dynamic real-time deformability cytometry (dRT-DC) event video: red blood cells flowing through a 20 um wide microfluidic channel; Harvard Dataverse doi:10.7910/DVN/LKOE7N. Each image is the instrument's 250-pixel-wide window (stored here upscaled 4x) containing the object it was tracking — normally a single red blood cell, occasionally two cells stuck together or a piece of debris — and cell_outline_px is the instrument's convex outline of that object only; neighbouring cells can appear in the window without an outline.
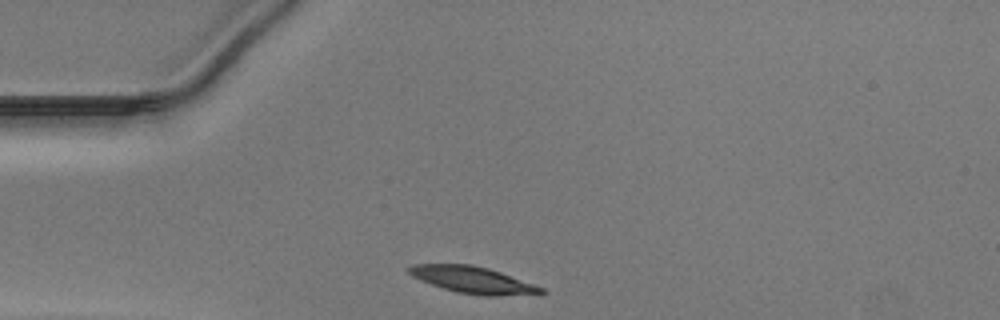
{"species": "Egyptian fruit bat (a non-hibernating species)", "species_latin": "Rousettus aegyptiacus", "temperature_condition": "warm", "stored_images_in_passage": 28, "camera_frame_rate_fps": 3000, "um_per_image_px": 0.085, "animal": {"sex": "male"}, "frame": {"image": 1, "passage_image": 1, "time_ms": 0.0, "image_size_px": [1000, 320], "cell_outline_px": [[548, 292], [500, 296], [484, 296], [456, 292], [432, 284], [412, 276], [408, 272], [408, 268], [412, 264], [472, 264], [488, 268], [500, 272], [544, 288]], "centroid_in_image_um": [40.18, 23.79], "position_along_channel_um": 44.8, "area_um2": 20.29}}
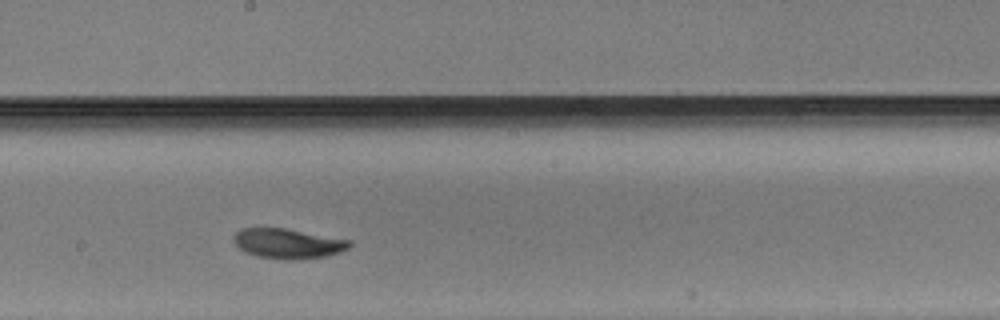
{"frame": {"image": 2, "passage_image": 16, "time_ms": 5.0, "image_size_px": [1000, 320], "cell_outline_px": [[352, 244], [348, 248], [340, 252], [324, 256], [300, 260], [284, 260], [256, 256], [240, 248], [232, 240], [232, 236], [240, 228], [284, 228], [352, 240]], "centroid_in_image_um": [24.47, 20.7], "position_along_channel_um": 223.7, "area_um2": 20.29}}
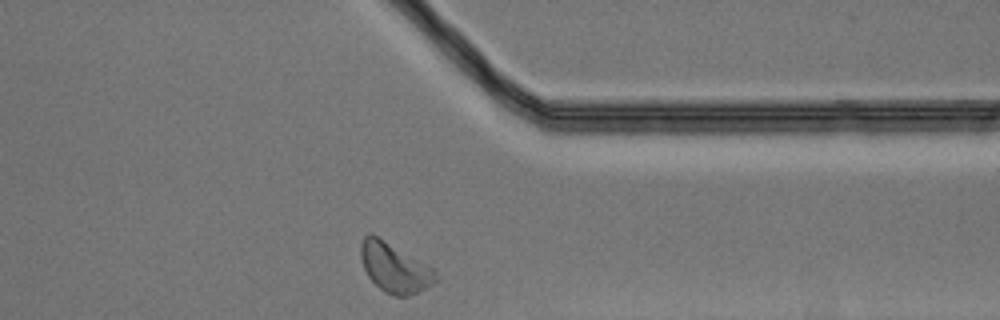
{"frame": {"image": 3, "passage_image": 28, "time_ms": 9.0, "image_size_px": [1000, 320], "cell_outline_px": [[436, 280], [432, 284], [408, 296], [396, 296], [384, 292], [368, 276], [364, 268], [360, 256], [360, 244], [364, 236], [368, 232], [372, 232], [428, 264], [436, 272]], "centroid_in_image_um": [33.5, 22.71], "position_along_channel_um": 377.9, "area_um2": 21.62}}